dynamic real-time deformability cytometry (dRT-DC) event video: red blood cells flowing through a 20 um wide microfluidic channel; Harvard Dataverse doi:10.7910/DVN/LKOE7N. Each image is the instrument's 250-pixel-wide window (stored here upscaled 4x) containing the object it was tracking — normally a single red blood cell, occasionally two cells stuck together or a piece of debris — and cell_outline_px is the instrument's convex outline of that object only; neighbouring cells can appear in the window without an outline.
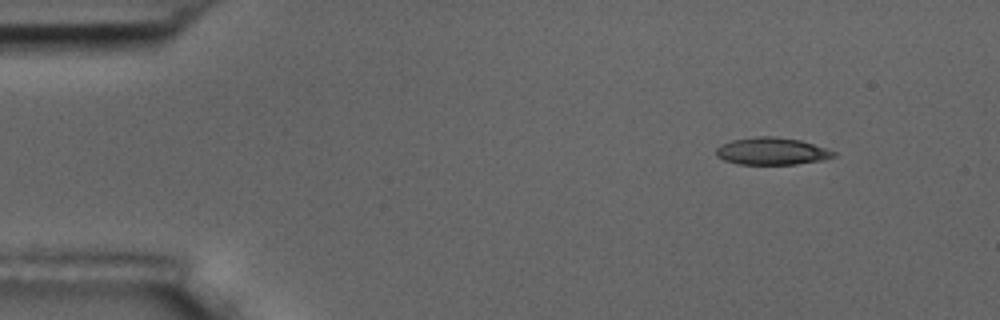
{"species": "common noctule bat (a hibernating species)", "species_latin": "Nyctalus noctula", "temperature_condition": "room temperature", "stored_images_in_passage": 4, "camera_frame_rate_fps": 3000, "um_per_image_px": 0.085, "animal": {"sex": "male", "body_mass_g": 17.5, "forearm_length_mm": 52.3}, "frame": {"image": 1, "passage_image": 1, "time_ms": 0.0, "image_size_px": [1000, 320], "cell_outline_px": [[836, 156], [824, 160], [796, 164], [736, 164], [724, 160], [716, 156], [716, 148], [720, 144], [732, 140], [760, 136], [772, 136], [800, 140], [836, 152]], "centroid_in_image_um": [65.58, 12.86], "position_along_channel_um": 19.4, "area_um2": 18.61}}
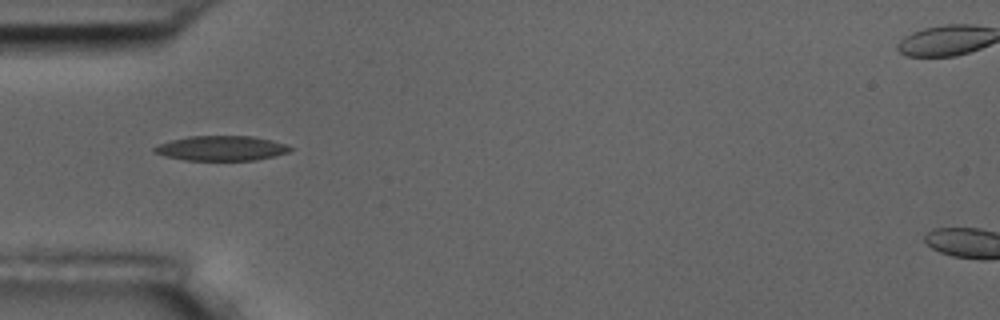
{"frame": {"image": 2, "passage_image": 4, "time_ms": 3.667, "image_size_px": [1000, 320], "cell_outline_px": [[292, 148], [288, 152], [256, 160], [184, 160], [164, 156], [152, 152], [152, 148], [160, 144], [172, 140], [188, 136], [252, 136], [272, 140], [284, 144]], "centroid_in_image_um": [18.76, 12.6], "position_along_channel_um": 66.2, "area_um2": 19.54}}